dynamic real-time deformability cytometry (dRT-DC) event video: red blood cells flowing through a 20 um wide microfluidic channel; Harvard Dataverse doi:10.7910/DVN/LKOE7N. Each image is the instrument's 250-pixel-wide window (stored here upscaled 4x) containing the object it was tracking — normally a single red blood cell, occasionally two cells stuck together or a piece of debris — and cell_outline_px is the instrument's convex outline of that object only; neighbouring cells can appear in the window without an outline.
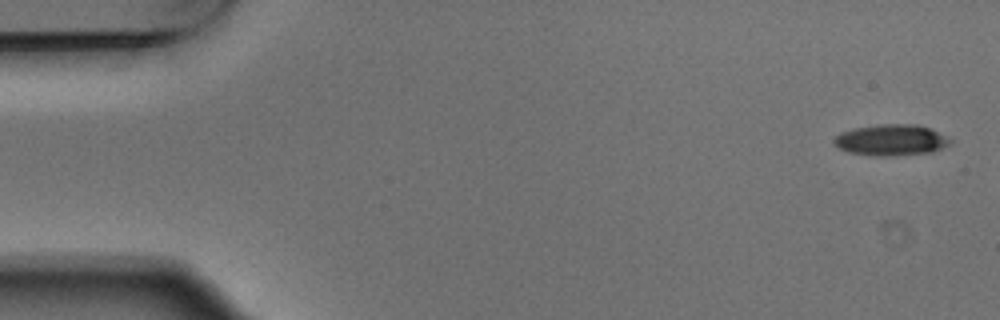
{"species": "Egyptian fruit bat (a non-hibernating species)", "species_latin": "Rousettus aegyptiacus", "temperature_condition": "warm", "stored_images_in_passage": 3, "camera_frame_rate_fps": 3000, "um_per_image_px": 0.085, "animal": {"sex": "male"}, "frame": {"image": 1, "passage_image": 1, "time_ms": 0.0, "image_size_px": [1000, 320], "cell_outline_px": [[952, 140], [948, 144], [932, 152], [892, 156], [872, 156], [848, 152], [840, 148], [832, 140], [840, 132], [856, 128], [880, 124], [920, 124], [932, 128], [948, 136]], "centroid_in_image_um": [75.77, 11.89], "position_along_channel_um": 9.2, "area_um2": 21.21}}